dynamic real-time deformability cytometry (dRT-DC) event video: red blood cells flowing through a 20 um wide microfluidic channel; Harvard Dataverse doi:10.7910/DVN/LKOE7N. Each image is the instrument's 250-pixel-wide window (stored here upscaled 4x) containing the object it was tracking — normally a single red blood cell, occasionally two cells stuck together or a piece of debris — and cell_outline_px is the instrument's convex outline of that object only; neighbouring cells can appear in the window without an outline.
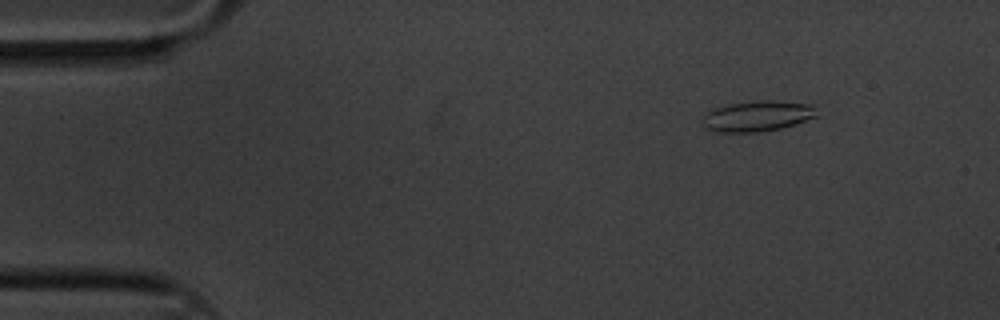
{"species": "common noctule bat (a hibernating species)", "species_latin": "Nyctalus noctula", "temperature_condition": "cold", "stored_images_in_passage": 7, "camera_frame_rate_fps": 3000, "um_per_image_px": 0.085, "animal": {"sex": "male", "body_mass_g": 20.1, "forearm_length_mm": 53.5}, "frame": {"image": 1, "passage_image": 3, "time_ms": 0.667, "image_size_px": [1000, 320], "cell_outline_px": [[820, 116], [796, 124], [780, 128], [760, 132], [720, 132], [704, 128], [704, 112], [728, 104], [756, 100], [772, 100], [820, 104]], "centroid_in_image_um": [64.52, 9.84], "position_along_channel_um": 20.5, "area_um2": 21.04}}
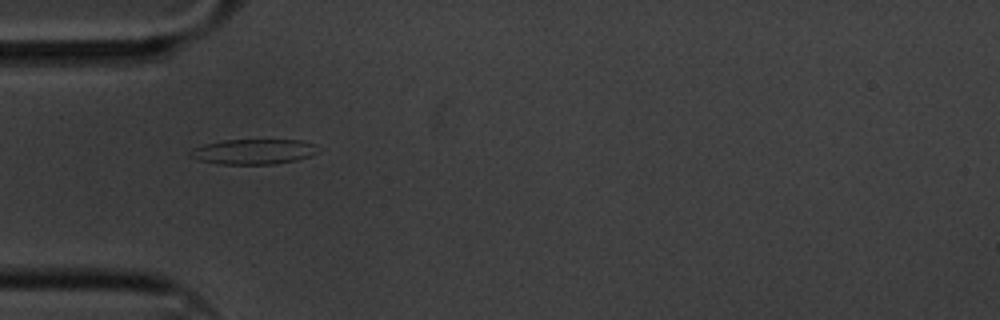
{"frame": {"image": 2, "passage_image": 6, "time_ms": 1.667, "image_size_px": [1000, 320], "cell_outline_px": [[316, 152], [308, 156], [296, 160], [276, 164], [220, 164], [200, 160], [188, 156], [188, 152], [192, 148], [204, 144], [224, 140], [300, 140], [312, 144]], "centroid_in_image_um": [21.45, 12.89], "position_along_channel_um": 63.6, "area_um2": 18.5}}